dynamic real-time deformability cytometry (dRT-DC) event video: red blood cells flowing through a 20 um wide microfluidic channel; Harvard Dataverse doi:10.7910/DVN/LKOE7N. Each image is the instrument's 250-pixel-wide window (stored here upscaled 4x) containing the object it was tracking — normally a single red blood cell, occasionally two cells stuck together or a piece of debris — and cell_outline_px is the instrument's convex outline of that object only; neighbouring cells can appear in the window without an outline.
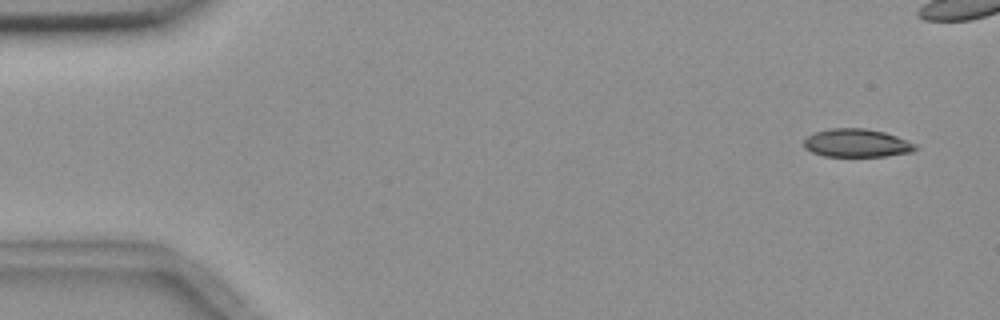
{"species": "common noctule bat (a hibernating species)", "species_latin": "Nyctalus noctula", "temperature_condition": "room temperature", "stored_images_in_passage": 4, "camera_frame_rate_fps": 3000, "um_per_image_px": 0.085, "animal": {"sex": "female", "body_mass_g": 18.4}, "frame": {"image": 1, "passage_image": 1, "time_ms": 0.0, "image_size_px": [1000, 320], "cell_outline_px": [[920, 148], [912, 152], [884, 156], [824, 156], [812, 152], [804, 148], [804, 140], [808, 136], [816, 132], [832, 128], [864, 128], [884, 132], [896, 136], [916, 144]], "centroid_in_image_um": [72.84, 12.16], "position_along_channel_um": 12.2, "area_um2": 18.26}}